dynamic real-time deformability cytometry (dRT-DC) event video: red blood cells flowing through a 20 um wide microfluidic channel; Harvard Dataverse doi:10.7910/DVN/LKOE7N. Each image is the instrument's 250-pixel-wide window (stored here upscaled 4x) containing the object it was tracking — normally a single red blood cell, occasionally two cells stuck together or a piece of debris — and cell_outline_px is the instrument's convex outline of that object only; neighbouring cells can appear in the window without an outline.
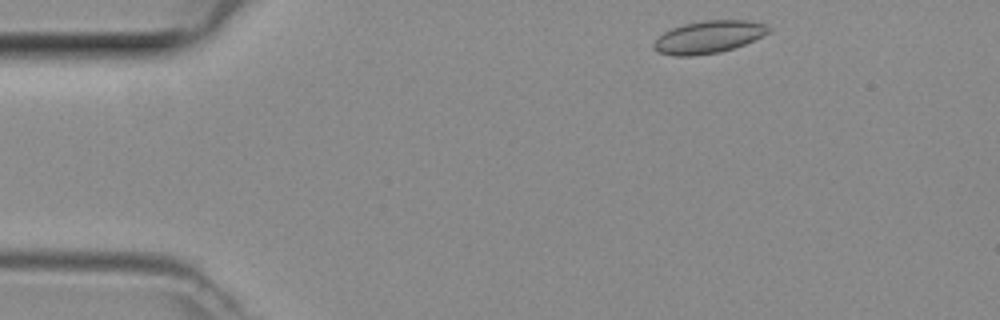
{"species": "common noctule bat (a hibernating species)", "species_latin": "Nyctalus noctula", "temperature_condition": "room temperature", "stored_images_in_passage": 45, "camera_frame_rate_fps": 3000, "um_per_image_px": 0.085, "animal": {"sex": "female", "body_mass_g": 29.2, "forearm_length_mm": 56.3}, "frame": {"image": 1, "passage_image": 2, "time_ms": 0.333, "image_size_px": [1000, 320], "cell_outline_px": [[772, 28], [768, 32], [744, 44], [720, 52], [692, 56], [672, 56], [656, 52], [652, 48], [652, 44], [656, 36], [672, 28], [684, 24], [704, 20], [748, 20], [764, 24]], "centroid_in_image_um": [60.14, 3.15], "position_along_channel_um": 24.9, "area_um2": 21.79}}
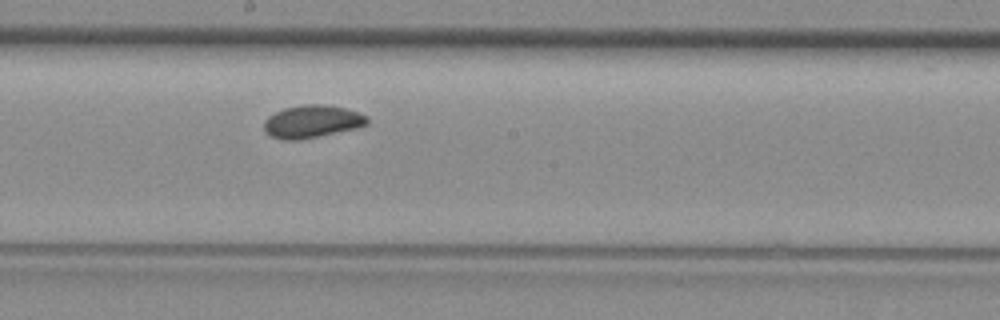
{"frame": {"image": 2, "passage_image": 22, "time_ms": 7.0, "image_size_px": [1000, 320], "cell_outline_px": [[368, 124], [356, 128], [296, 140], [284, 140], [272, 136], [264, 132], [264, 120], [268, 116], [284, 108], [304, 104], [324, 104], [344, 108], [368, 116]], "centroid_in_image_um": [26.5, 10.32], "position_along_channel_um": 221.7, "area_um2": 19.42}}
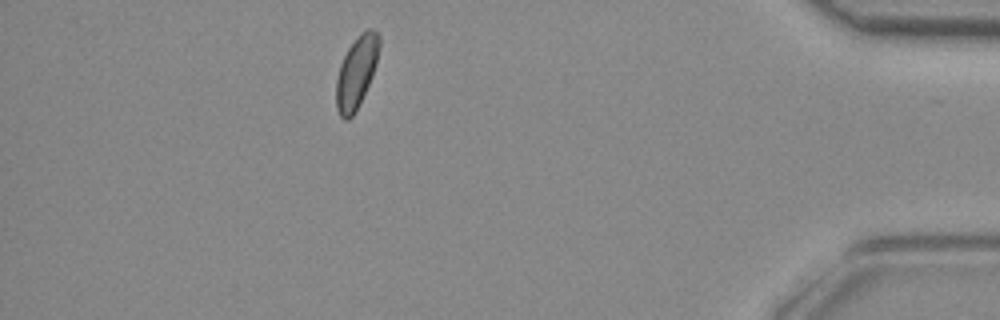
{"frame": {"image": 3, "passage_image": 39, "time_ms": 12.667, "image_size_px": [1000, 320], "cell_outline_px": [[380, 44], [376, 64], [372, 76], [352, 116], [348, 120], [344, 120], [340, 116], [336, 108], [336, 80], [340, 64], [348, 48], [360, 32], [368, 28], [372, 28], [380, 36]], "centroid_in_image_um": [30.29, 6.1], "position_along_channel_um": 404.9, "area_um2": 17.8}}